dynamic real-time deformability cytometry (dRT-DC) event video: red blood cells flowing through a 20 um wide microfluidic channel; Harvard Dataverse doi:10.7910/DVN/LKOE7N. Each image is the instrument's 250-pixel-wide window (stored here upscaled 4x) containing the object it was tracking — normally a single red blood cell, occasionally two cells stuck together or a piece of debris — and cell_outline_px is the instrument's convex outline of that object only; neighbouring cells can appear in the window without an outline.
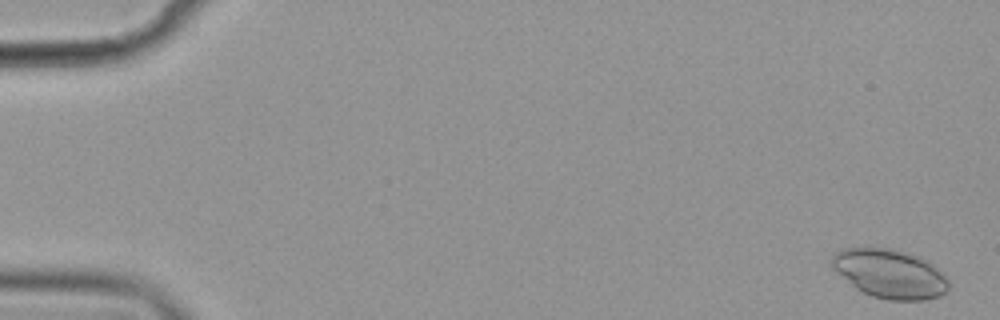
{"species": "common noctule bat (a hibernating species)", "species_latin": "Nyctalus noctula", "temperature_condition": "cold", "stored_images_in_passage": 57, "camera_frame_rate_fps": 3000, "um_per_image_px": 0.085, "animal": {"sex": "female", "body_mass_g": 19.9}, "frame": {"image": 1, "passage_image": 2, "time_ms": 0.333, "image_size_px": [1000, 320], "cell_outline_px": [[948, 288], [940, 296], [924, 300], [888, 300], [872, 296], [856, 288], [832, 268], [828, 260], [840, 248], [868, 244], [908, 252], [928, 260], [948, 280]], "centroid_in_image_um": [75.56, 23.2], "position_along_channel_um": 9.4, "area_um2": 33.93}}
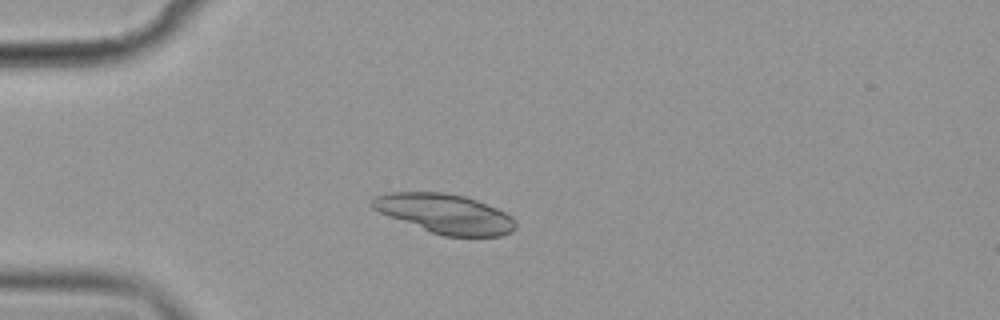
{"frame": {"image": 2, "passage_image": 16, "time_ms": 5.0, "image_size_px": [1000, 320], "cell_outline_px": [[516, 228], [512, 232], [500, 236], [444, 236], [432, 232], [388, 216], [372, 208], [368, 204], [368, 200], [376, 196], [388, 192], [444, 192], [464, 196], [476, 200], [496, 208], [512, 216], [516, 220]], "centroid_in_image_um": [37.81, 18.15], "position_along_channel_um": 47.2, "area_um2": 32.95}}